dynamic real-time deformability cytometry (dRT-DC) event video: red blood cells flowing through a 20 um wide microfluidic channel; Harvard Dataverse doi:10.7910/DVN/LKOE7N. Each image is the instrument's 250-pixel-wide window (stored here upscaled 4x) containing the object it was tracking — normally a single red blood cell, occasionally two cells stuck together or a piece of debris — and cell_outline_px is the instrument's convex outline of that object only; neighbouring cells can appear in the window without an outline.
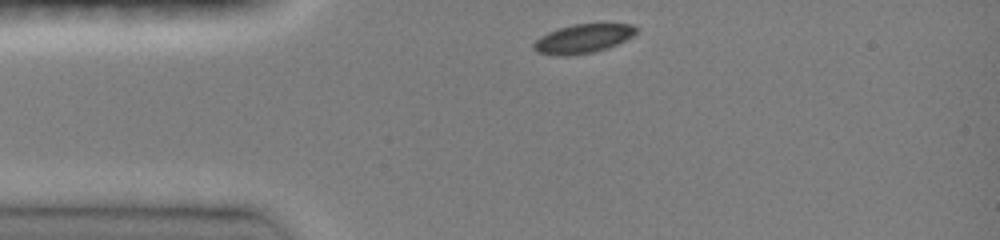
{"species": "common noctule bat (a hibernating species)", "species_latin": "Nyctalus noctula", "temperature_condition": "room temperature", "stored_images_in_passage": 32, "camera_frame_rate_fps": 3000, "um_per_image_px": 0.085, "animal": {"sex": "female", "body_mass_g": 19.0, "forearm_length_mm": 51.5}, "frame": {"image": 1, "passage_image": 1, "time_ms": 0.0, "image_size_px": [1000, 240], "cell_outline_px": [[636, 32], [632, 36], [616, 44], [592, 52], [568, 56], [556, 56], [536, 52], [532, 48], [532, 44], [540, 36], [548, 32], [572, 24], [632, 24], [636, 28]], "centroid_in_image_um": [49.48, 3.29], "position_along_channel_um": 35.5, "area_um2": 17.11}}
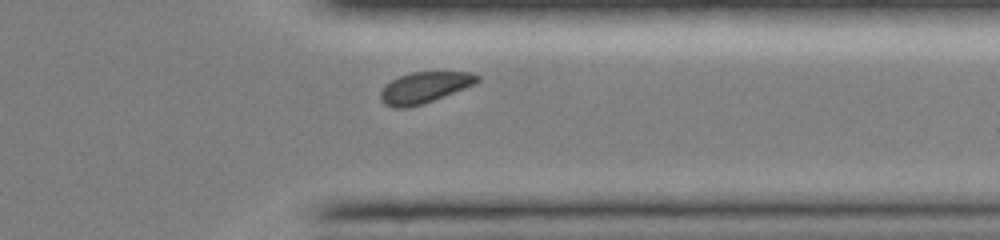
{"frame": {"image": 2, "passage_image": 28, "time_ms": 9.0, "image_size_px": [1000, 240], "cell_outline_px": [[480, 80], [476, 84], [432, 100], [420, 104], [404, 108], [392, 108], [384, 104], [380, 100], [380, 92], [384, 84], [400, 76], [412, 72], [472, 72], [480, 76]], "centroid_in_image_um": [36.06, 7.43], "position_along_channel_um": 375.3, "area_um2": 17.46}}
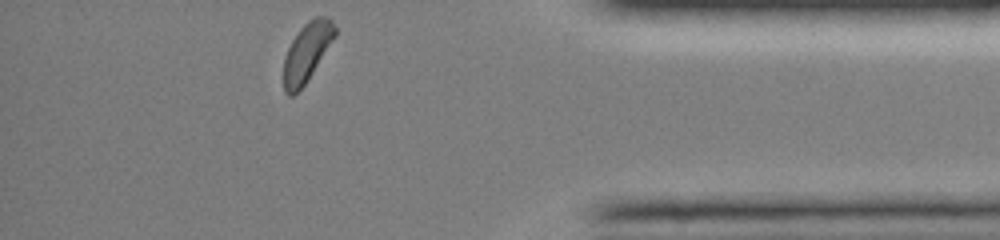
{"frame": {"image": 3, "passage_image": 32, "time_ms": 10.333, "image_size_px": [1000, 240], "cell_outline_px": [[336, 36], [308, 80], [292, 96], [288, 96], [284, 92], [284, 56], [292, 40], [300, 28], [308, 20], [316, 16], [328, 16], [332, 20], [336, 28]], "centroid_in_image_um": [26.1, 4.41], "position_along_channel_um": 409.1, "area_um2": 17.63}, "authors_computed_cell_mechanics": {"area_um2": 18.2937, "velocity_mm_per_s": 4.0572, "shape_relaxation_time_tau1_ms": 2.6338, "shape_relaxation_time_tau2_ms": null, "deformation_change_tau1": 0.0848, "deformation_change_tau2": null}}